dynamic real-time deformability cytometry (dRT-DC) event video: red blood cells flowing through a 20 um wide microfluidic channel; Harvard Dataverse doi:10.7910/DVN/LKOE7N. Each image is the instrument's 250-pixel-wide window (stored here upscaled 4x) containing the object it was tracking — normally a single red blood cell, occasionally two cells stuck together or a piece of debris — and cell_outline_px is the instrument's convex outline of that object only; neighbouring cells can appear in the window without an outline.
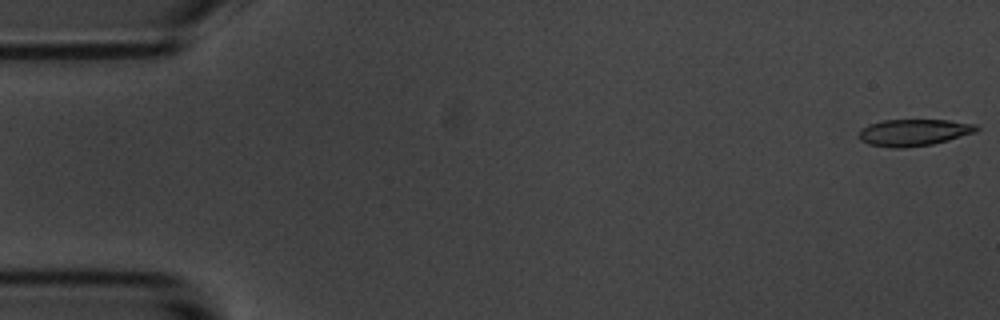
{"species": "common noctule bat (a hibernating species)", "species_latin": "Nyctalus noctula", "temperature_condition": "room temperature", "stored_images_in_passage": 5, "camera_frame_rate_fps": 3000, "um_per_image_px": 0.085, "animal": {"sex": "male", "body_mass_g": 20.1, "forearm_length_mm": 53.5}, "frame": {"image": 1, "passage_image": 1, "time_ms": 0.0, "image_size_px": [1000, 320], "cell_outline_px": [[980, 128], [976, 132], [948, 140], [932, 144], [904, 148], [892, 148], [868, 144], [860, 140], [860, 132], [868, 124], [880, 120], [948, 120], [976, 124]], "centroid_in_image_um": [77.68, 11.26], "position_along_channel_um": 7.3, "area_um2": 18.32}}